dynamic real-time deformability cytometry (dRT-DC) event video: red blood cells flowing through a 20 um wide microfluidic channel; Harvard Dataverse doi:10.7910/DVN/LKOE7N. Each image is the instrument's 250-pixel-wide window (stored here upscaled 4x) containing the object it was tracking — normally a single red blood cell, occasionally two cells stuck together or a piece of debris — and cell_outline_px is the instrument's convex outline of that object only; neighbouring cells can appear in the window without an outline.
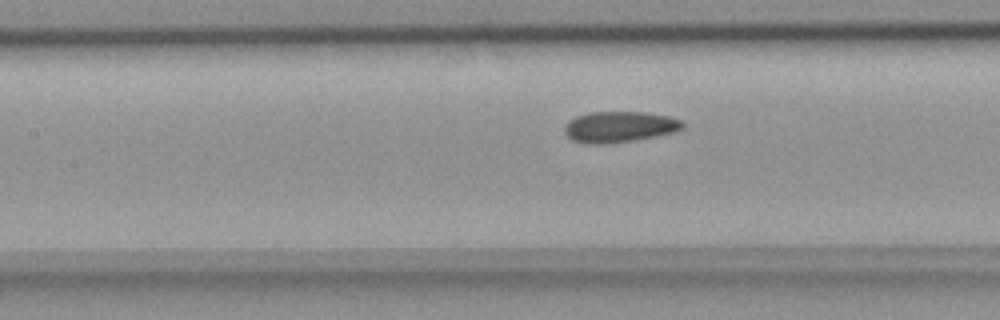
{"species": "common noctule bat (a hibernating species)", "species_latin": "Nyctalus noctula", "temperature_condition": "room temperature", "stored_images_in_passage": 40, "camera_frame_rate_fps": 3000, "um_per_image_px": 0.085, "animal": {"sex": "female", "body_mass_g": 18.4}, "frame": {"image": 1, "passage_image": 15, "time_ms": 4.667, "image_size_px": [1000, 320], "cell_outline_px": [[684, 128], [672, 132], [656, 136], [636, 140], [608, 144], [584, 144], [572, 140], [564, 132], [564, 124], [568, 120], [576, 116], [588, 112], [644, 112], [668, 116], [684, 120]], "centroid_in_image_um": [52.62, 10.78], "position_along_channel_um": 154.8, "area_um2": 21.62}}
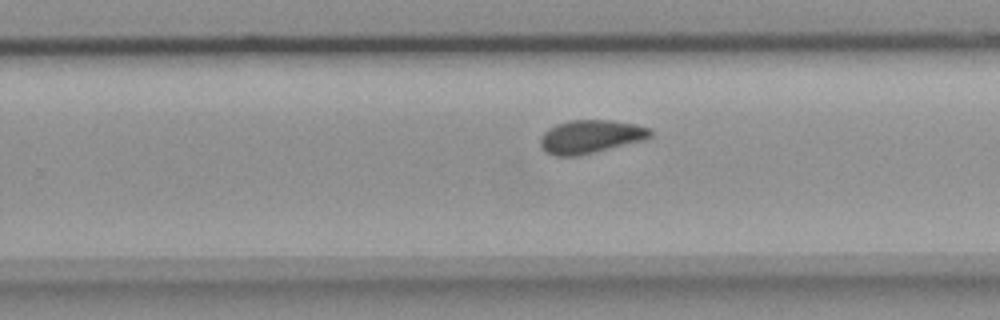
{"frame": {"image": 2, "passage_image": 25, "time_ms": 8.0, "image_size_px": [1000, 320], "cell_outline_px": [[652, 136], [644, 140], [580, 156], [556, 156], [544, 152], [540, 148], [540, 136], [548, 128], [556, 124], [568, 120], [608, 120], [636, 124], [652, 128]], "centroid_in_image_um": [50.18, 11.62], "position_along_channel_um": 279.6, "area_um2": 21.73}}
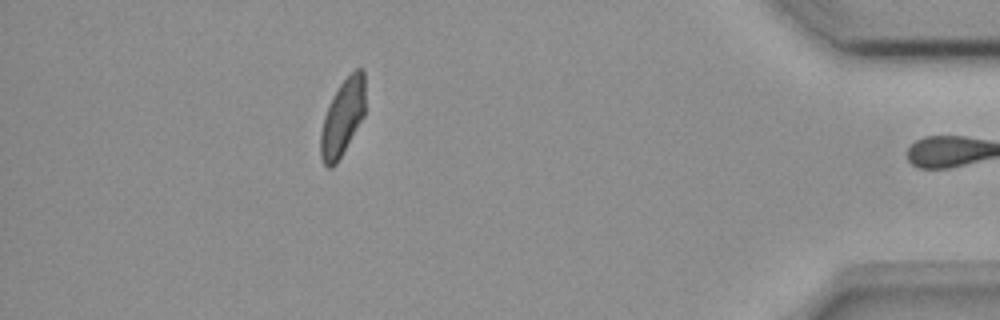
{"frame": {"image": 3, "passage_image": 39, "time_ms": 12.667, "image_size_px": [1000, 320], "cell_outline_px": [[364, 116], [336, 164], [332, 168], [328, 168], [324, 164], [320, 156], [320, 132], [324, 116], [328, 104], [332, 96], [340, 84], [356, 68], [360, 68], [364, 72]], "centroid_in_image_um": [29.09, 10.01], "position_along_channel_um": 406.1, "area_um2": 19.77}, "authors_computed_cell_mechanics": {"area_um2": 21.0103, "velocity_mm_per_s": 3.7661, "shape_relaxation_time_tau1_ms": null, "shape_relaxation_time_tau2_ms": 1.8857, "deformation_change_tau1": null, "deformation_change_tau2": 0.061}}